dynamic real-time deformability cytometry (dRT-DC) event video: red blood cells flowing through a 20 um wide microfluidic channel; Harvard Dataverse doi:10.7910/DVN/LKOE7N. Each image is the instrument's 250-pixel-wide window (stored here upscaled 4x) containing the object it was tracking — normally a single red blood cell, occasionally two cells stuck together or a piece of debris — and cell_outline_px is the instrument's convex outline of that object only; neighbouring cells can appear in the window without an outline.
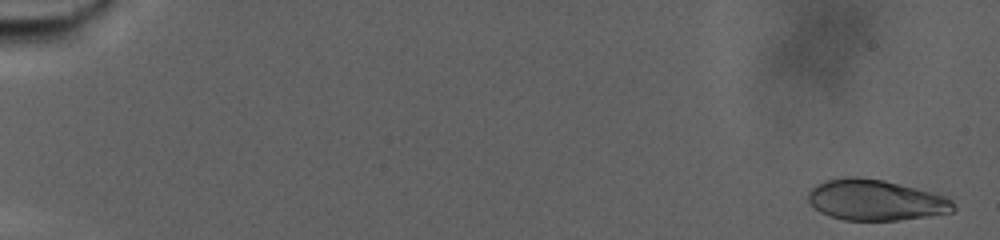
{"species": "human", "species_latin": "Homo sapiens", "temperature_condition": "warm", "stored_images_in_passage": 78, "camera_frame_rate_fps": 3000, "um_per_image_px": 0.085, "donor": {"sex": "male"}, "frame": {"image": 1, "passage_image": 3, "time_ms": 0.667, "image_size_px": [1000, 240], "cell_outline_px": [[956, 208], [952, 212], [928, 216], [900, 220], [844, 220], [828, 216], [820, 212], [808, 200], [808, 192], [816, 184], [828, 180], [844, 176], [856, 176], [884, 180], [944, 196], [952, 200], [956, 204]], "centroid_in_image_um": [74.41, 17.01], "position_along_channel_um": 10.6, "area_um2": 34.45}}
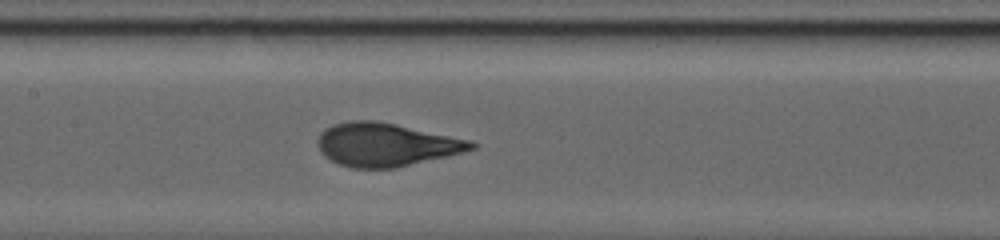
{"frame": {"image": 2, "passage_image": 46, "time_ms": 15.0, "image_size_px": [1000, 240], "cell_outline_px": [[476, 148], [464, 152], [448, 156], [396, 168], [352, 168], [340, 164], [324, 156], [320, 152], [320, 132], [332, 124], [348, 120], [376, 120], [396, 124], [468, 140], [476, 144]], "centroid_in_image_um": [32.8, 12.29], "position_along_channel_um": 174.6, "area_um2": 38.44}}
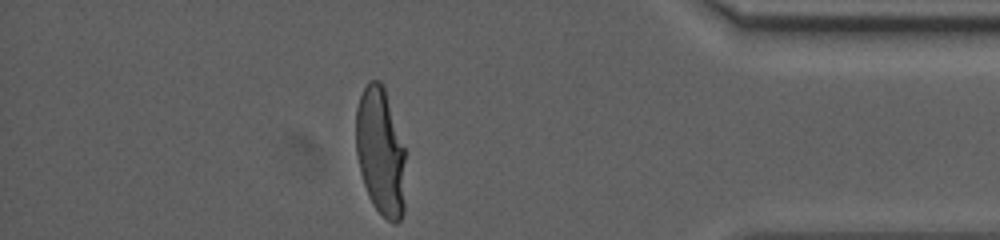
{"frame": {"image": 3, "passage_image": 77, "time_ms": 25.333, "image_size_px": [1000, 240], "cell_outline_px": [[404, 212], [400, 220], [396, 224], [392, 224], [372, 204], [368, 196], [360, 172], [356, 152], [356, 108], [360, 96], [368, 80], [380, 80], [384, 88], [404, 148]], "centroid_in_image_um": [32.32, 12.92], "position_along_channel_um": 402.9, "area_um2": 36.7}, "authors_computed_cell_mechanics": {"area_um2": 37.3388, "velocity_mm_per_s": 2.4871, "shape_relaxation_time_tau1_ms": 9.3223, "shape_relaxation_time_tau2_ms": null, "deformation_change_tau1": 0.3043, "deformation_change_tau2": null}}